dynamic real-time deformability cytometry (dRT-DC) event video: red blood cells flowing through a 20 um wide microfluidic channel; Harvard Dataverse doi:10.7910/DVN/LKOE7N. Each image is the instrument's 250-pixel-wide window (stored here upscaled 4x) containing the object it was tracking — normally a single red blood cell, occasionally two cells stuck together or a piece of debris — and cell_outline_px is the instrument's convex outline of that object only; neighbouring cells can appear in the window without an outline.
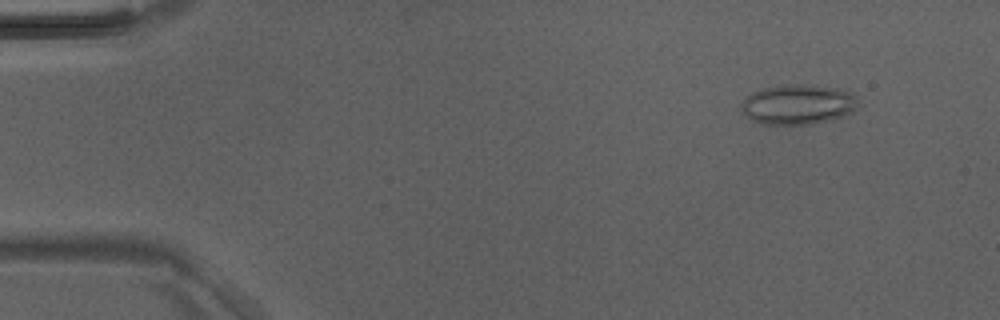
{"species": "Egyptian fruit bat (a non-hibernating species)", "species_latin": "Rousettus aegyptiacus", "temperature_condition": "room temperature", "stored_images_in_passage": 47, "camera_frame_rate_fps": 3000, "um_per_image_px": 0.085, "animal": {"sex": "male"}, "frame": {"image": 1, "passage_image": 5, "time_ms": 1.333, "image_size_px": [1000, 320], "cell_outline_px": [[856, 108], [852, 112], [844, 116], [828, 120], [808, 124], [760, 124], [752, 120], [744, 112], [744, 100], [752, 92], [764, 88], [788, 84], [804, 84], [836, 88], [852, 92], [856, 96]], "centroid_in_image_um": [67.87, 8.87], "position_along_channel_um": 17.1, "area_um2": 26.82}}
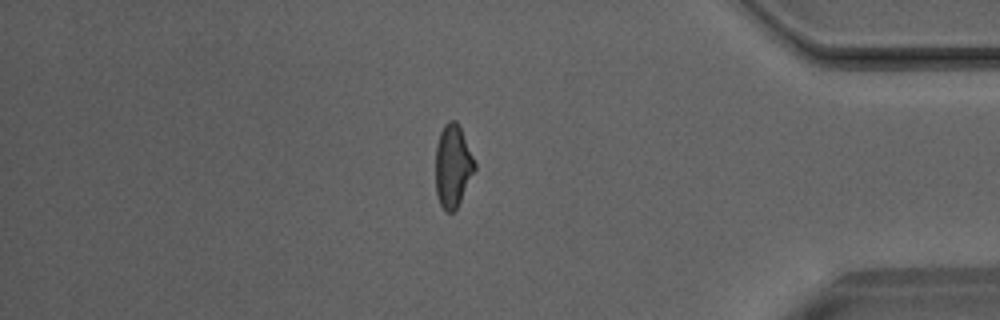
{"frame": {"image": 2, "passage_image": 40, "time_ms": 13.0, "image_size_px": [1000, 320], "cell_outline_px": [[476, 168], [456, 208], [452, 212], [444, 212], [440, 204], [436, 192], [436, 144], [440, 132], [444, 124], [448, 120], [456, 120], [460, 128], [476, 164]], "centroid_in_image_um": [38.47, 14.1], "position_along_channel_um": 396.7, "area_um2": 18.61}}
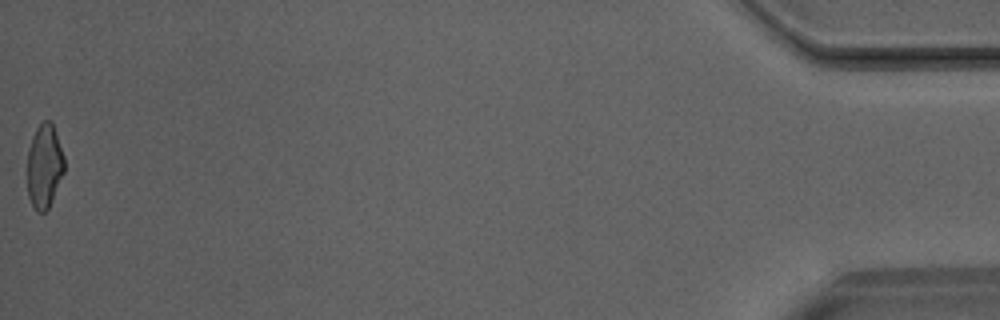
{"frame": {"image": 3, "passage_image": 47, "time_ms": 15.333, "image_size_px": [1000, 320], "cell_outline_px": [[64, 172], [52, 200], [48, 208], [44, 212], [36, 212], [28, 196], [28, 148], [32, 136], [36, 128], [44, 120], [52, 120], [64, 156]], "centroid_in_image_um": [3.77, 14.09], "position_along_channel_um": 431.4, "area_um2": 18.15}}